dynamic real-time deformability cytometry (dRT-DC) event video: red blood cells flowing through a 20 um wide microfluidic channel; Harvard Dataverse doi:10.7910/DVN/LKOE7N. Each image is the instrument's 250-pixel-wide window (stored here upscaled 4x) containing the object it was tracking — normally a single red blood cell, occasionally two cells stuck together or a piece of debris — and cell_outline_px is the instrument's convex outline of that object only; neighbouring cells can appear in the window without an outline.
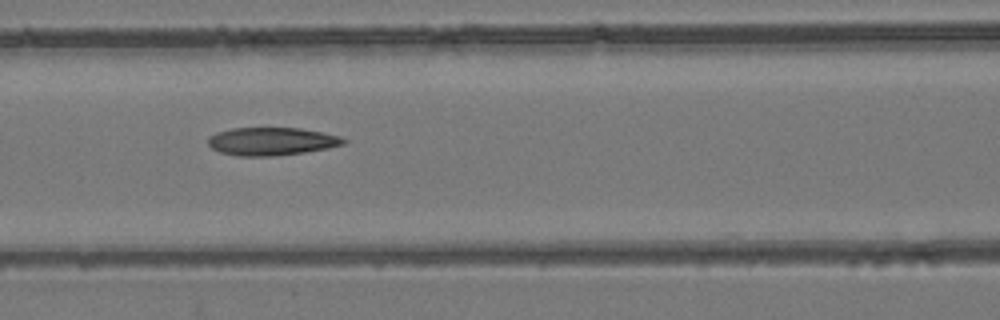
{"species": "common noctule bat (a hibernating species)", "species_latin": "Nyctalus noctula", "temperature_condition": "room temperature", "stored_images_in_passage": 9, "camera_frame_rate_fps": 3000, "um_per_image_px": 0.085, "animal": {"sex": "female", "body_mass_g": 24.6, "forearm_length_mm": 56.2}, "frame": {"image": 1, "passage_image": 7, "time_ms": 6.667, "image_size_px": [1000, 320], "cell_outline_px": [[348, 140], [344, 144], [328, 148], [304, 152], [272, 156], [236, 156], [220, 152], [212, 148], [208, 144], [208, 136], [216, 132], [232, 128], [300, 128], [340, 136]], "centroid_in_image_um": [23.06, 12.01], "position_along_channel_um": 143.5, "area_um2": 22.08}}
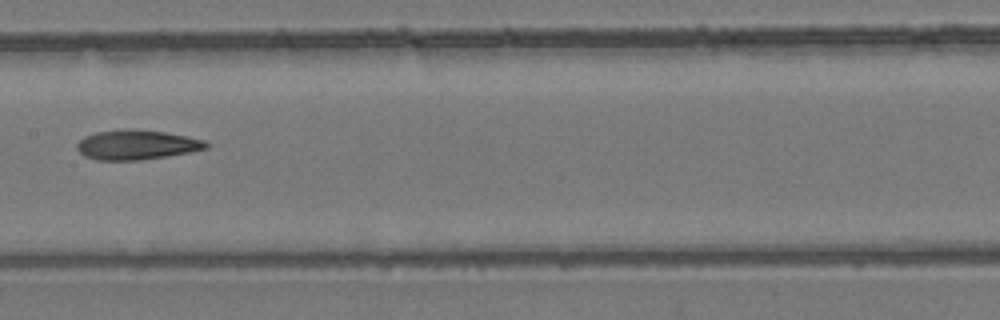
{"frame": {"image": 2, "passage_image": 8, "time_ms": 8.0, "image_size_px": [1000, 320], "cell_outline_px": [[208, 148], [188, 152], [140, 160], [96, 160], [84, 156], [76, 148], [76, 144], [84, 136], [96, 132], [128, 128], [164, 132], [188, 136], [204, 140], [208, 144]], "centroid_in_image_um": [11.58, 12.3], "position_along_channel_um": 195.8, "area_um2": 22.25}}
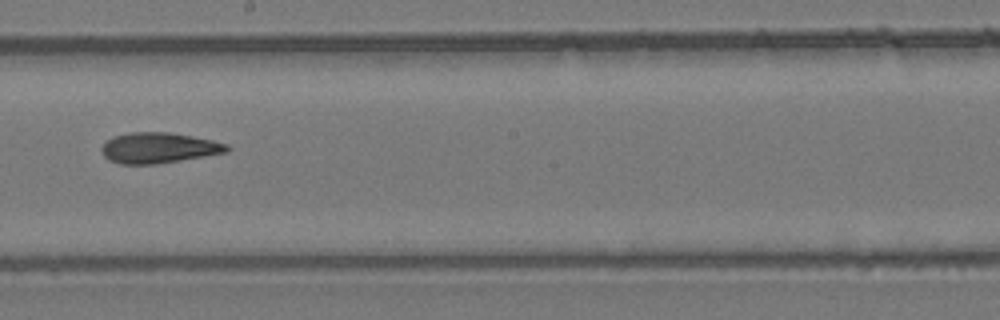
{"frame": {"image": 3, "passage_image": 9, "time_ms": 9.0, "image_size_px": [1000, 320], "cell_outline_px": [[232, 148], [228, 152], [156, 164], [120, 164], [108, 160], [104, 156], [100, 148], [112, 136], [132, 132], [168, 132], [192, 136], [212, 140], [228, 144]], "centroid_in_image_um": [13.49, 12.57], "position_along_channel_um": 234.7, "area_um2": 22.37}}